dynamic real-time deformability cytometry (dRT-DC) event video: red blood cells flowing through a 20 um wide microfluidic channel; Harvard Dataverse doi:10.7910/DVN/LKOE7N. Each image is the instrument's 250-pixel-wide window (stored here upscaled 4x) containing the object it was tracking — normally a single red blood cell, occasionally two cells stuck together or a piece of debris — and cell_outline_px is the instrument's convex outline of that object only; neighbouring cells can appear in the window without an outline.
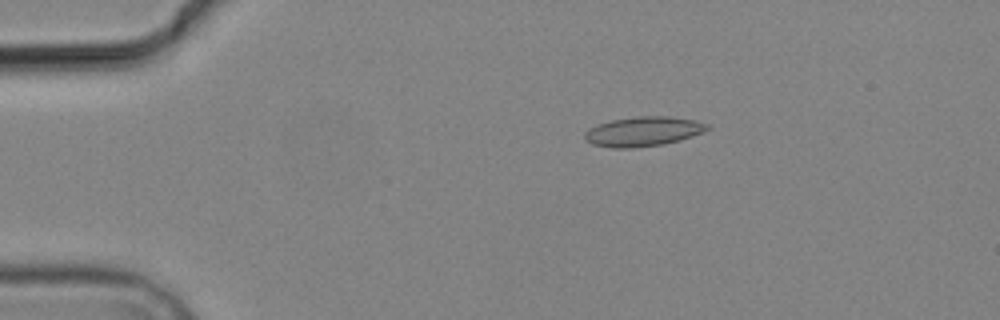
{"species": "common noctule bat (a hibernating species)", "species_latin": "Nyctalus noctula", "temperature_condition": "cold", "stored_images_in_passage": 4, "camera_frame_rate_fps": 3000, "um_per_image_px": 0.085, "animal": {"sex": "male", "body_mass_g": 19.2, "forearm_length_mm": 51.8}, "frame": {"image": 1, "passage_image": 3, "time_ms": 2.333, "image_size_px": [1000, 320], "cell_outline_px": [[712, 128], [704, 132], [680, 140], [664, 144], [628, 148], [612, 148], [592, 144], [584, 140], [584, 132], [588, 128], [612, 120], [636, 116], [668, 116], [692, 120], [708, 124]], "centroid_in_image_um": [54.66, 11.18], "position_along_channel_um": 30.3, "area_um2": 21.15}}